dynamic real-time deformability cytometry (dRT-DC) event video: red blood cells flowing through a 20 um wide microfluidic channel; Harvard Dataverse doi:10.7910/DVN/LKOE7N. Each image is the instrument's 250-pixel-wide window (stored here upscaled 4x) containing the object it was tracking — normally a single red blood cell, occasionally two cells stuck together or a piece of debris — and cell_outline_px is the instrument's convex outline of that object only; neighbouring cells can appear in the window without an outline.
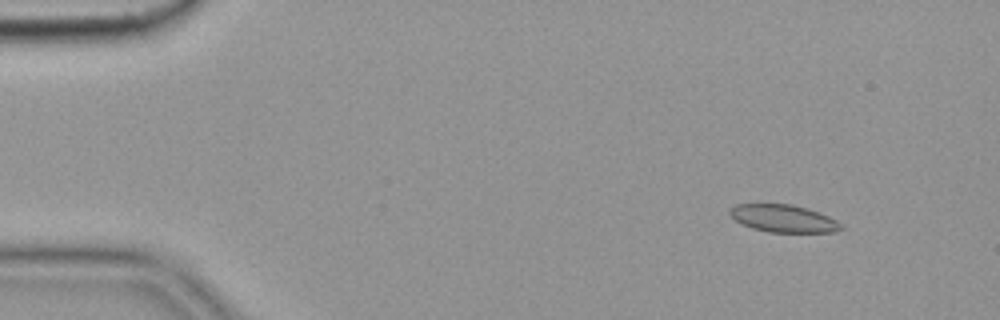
{"species": "common noctule bat (a hibernating species)", "species_latin": "Nyctalus noctula", "temperature_condition": "cold", "stored_images_in_passage": 51, "camera_frame_rate_fps": 3000, "um_per_image_px": 0.085, "animal": {"sex": "female", "body_mass_g": 19.9}, "frame": {"image": 1, "passage_image": 1, "time_ms": 0.0, "image_size_px": [1000, 320], "cell_outline_px": [[844, 228], [836, 232], [768, 232], [752, 228], [740, 224], [728, 212], [728, 208], [736, 204], [756, 200], [792, 204], [808, 208], [828, 216], [836, 220]], "centroid_in_image_um": [66.49, 18.51], "position_along_channel_um": 18.5, "area_um2": 18.73}}
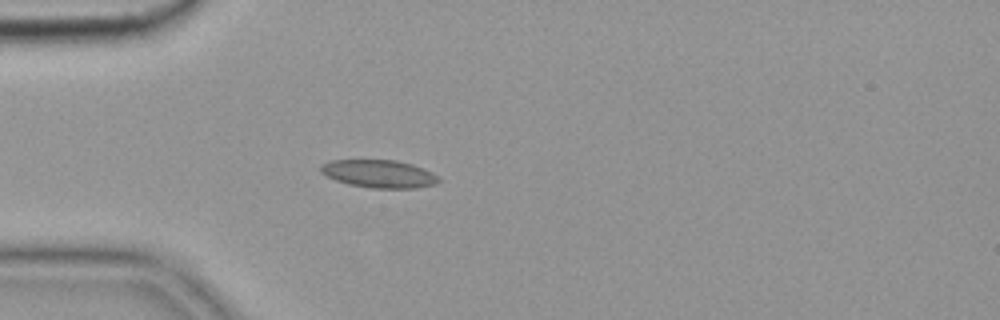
{"frame": {"image": 2, "passage_image": 11, "time_ms": 3.333, "image_size_px": [1000, 320], "cell_outline_px": [[440, 180], [436, 184], [416, 188], [372, 188], [348, 184], [324, 176], [320, 172], [320, 164], [332, 160], [396, 160], [412, 164], [424, 168], [432, 172]], "centroid_in_image_um": [32.19, 14.77], "position_along_channel_um": 52.8, "area_um2": 19.25}}
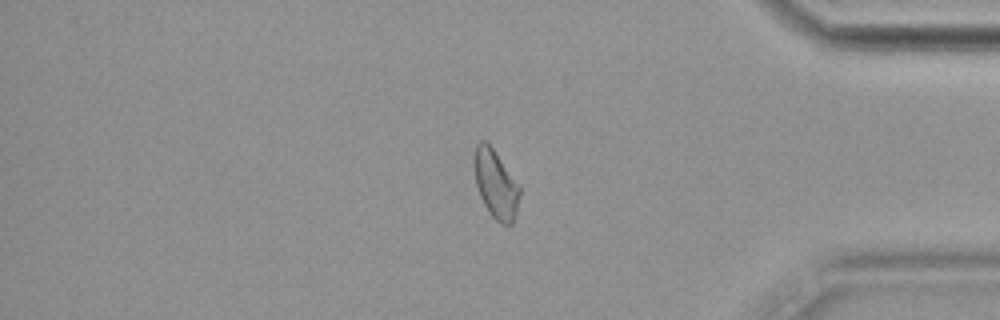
{"frame": {"image": 3, "passage_image": 42, "time_ms": 13.667, "image_size_px": [1000, 320], "cell_outline_px": [[520, 196], [516, 216], [512, 224], [504, 224], [496, 220], [488, 212], [480, 196], [476, 184], [472, 160], [476, 144], [480, 140], [484, 140], [492, 148], [520, 188]], "centroid_in_image_um": [42.11, 15.67], "position_along_channel_um": 393.1, "area_um2": 17.98}, "authors_computed_cell_mechanics": {"area_um2": 18.3226, "velocity_mm_per_s": 3.6154, "shape_relaxation_time_tau1_ms": null, "shape_relaxation_time_tau2_ms": 2.733, "deformation_change_tau1": null, "deformation_change_tau2": 0.0688}}